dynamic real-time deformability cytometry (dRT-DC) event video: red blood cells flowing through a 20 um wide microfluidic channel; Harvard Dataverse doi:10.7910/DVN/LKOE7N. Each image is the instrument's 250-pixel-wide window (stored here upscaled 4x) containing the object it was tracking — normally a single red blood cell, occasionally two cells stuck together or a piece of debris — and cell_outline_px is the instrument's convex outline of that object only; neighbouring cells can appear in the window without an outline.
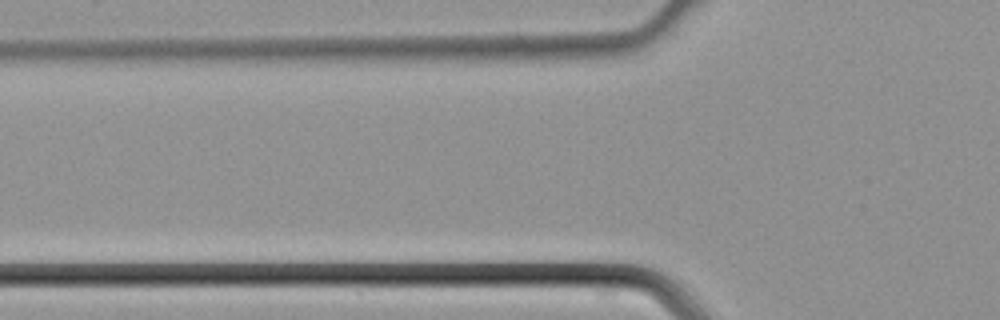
{"species": "common noctule bat (a hibernating species)", "species_latin": "Nyctalus noctula", "temperature_condition": "cold", "stored_images_in_passage": 3, "camera_frame_rate_fps": 3000, "um_per_image_px": 0.085, "animal": {"sex": "male", "body_mass_g": 21.5, "forearm_length_mm": 52.0}, "frame": {"image": 1, "passage_image": 3, "time_ms": 0.667, "image_size_px": [1000, 320], "cell_outline_px": [[620, 48], [608, 56], [464, 60], [460, 60], [444, 52], [460, 48], [620, 44]], "centroid_in_image_um": [45.35, 4.42], "position_along_channel_um": 80.4, "area_um2": 14.1}}